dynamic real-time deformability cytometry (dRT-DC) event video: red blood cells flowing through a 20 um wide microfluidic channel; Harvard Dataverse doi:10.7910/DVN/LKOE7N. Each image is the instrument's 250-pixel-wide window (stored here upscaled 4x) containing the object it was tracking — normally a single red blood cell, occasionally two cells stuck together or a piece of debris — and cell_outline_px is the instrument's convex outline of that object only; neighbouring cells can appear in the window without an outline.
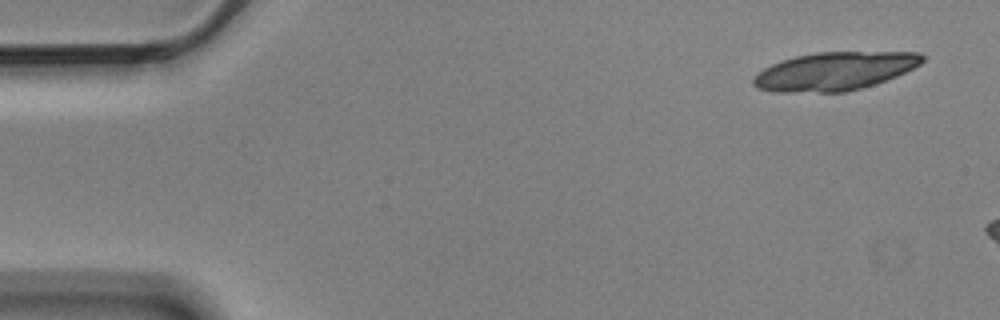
{"species": "Egyptian fruit bat (a non-hibernating species)", "species_latin": "Rousettus aegyptiacus", "temperature_condition": "cold", "stored_images_in_passage": 4, "camera_frame_rate_fps": 3000, "um_per_image_px": 0.085, "animal": {"sex": "male"}, "frame": {"image": 1, "passage_image": 1, "time_ms": 0.0, "image_size_px": [1000, 320], "cell_outline_px": [[924, 60], [920, 64], [896, 76], [860, 88], [844, 92], [772, 92], [756, 88], [752, 84], [752, 80], [756, 72], [772, 64], [796, 56], [816, 52], [920, 52], [924, 56]], "centroid_in_image_um": [70.89, 6.05], "position_along_channel_um": 14.1, "area_um2": 37.51}}